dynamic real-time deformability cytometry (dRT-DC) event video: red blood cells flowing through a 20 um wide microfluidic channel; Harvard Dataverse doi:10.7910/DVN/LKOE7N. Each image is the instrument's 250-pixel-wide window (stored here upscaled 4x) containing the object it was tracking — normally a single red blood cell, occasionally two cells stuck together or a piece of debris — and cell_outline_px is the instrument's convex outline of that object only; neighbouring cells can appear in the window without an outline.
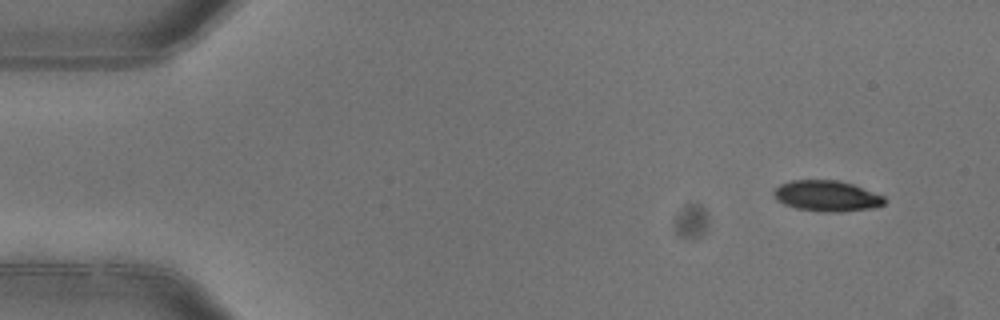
{"species": "common noctule bat (a hibernating species)", "species_latin": "Nyctalus noctula", "temperature_condition": "warm", "stored_images_in_passage": 4, "camera_frame_rate_fps": 3000, "um_per_image_px": 0.085, "animal": {"sex": "female"}, "frame": {"image": 1, "passage_image": 1, "time_ms": 0.0, "image_size_px": [1000, 320], "cell_outline_px": [[884, 204], [872, 208], [840, 212], [820, 212], [796, 208], [784, 204], [776, 200], [772, 192], [780, 184], [792, 180], [836, 180], [852, 184], [884, 196]], "centroid_in_image_um": [70.24, 16.66], "position_along_channel_um": 14.8, "area_um2": 19.83}}
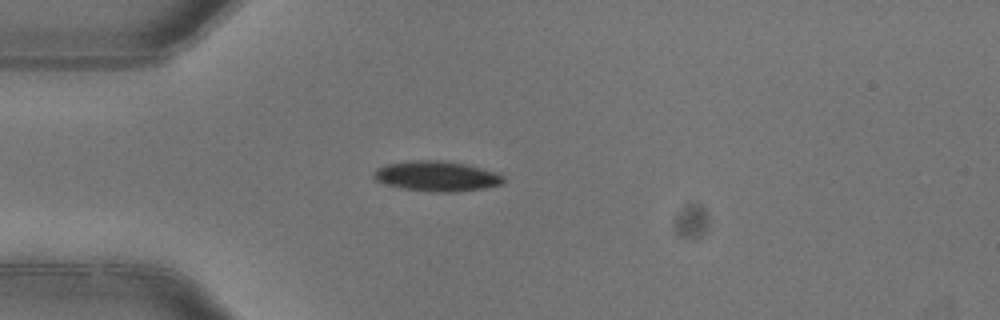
{"frame": {"image": 2, "passage_image": 4, "time_ms": 1.0, "image_size_px": [1000, 320], "cell_outline_px": [[504, 184], [484, 188], [456, 192], [432, 192], [404, 188], [388, 184], [376, 180], [372, 176], [372, 172], [376, 168], [384, 164], [408, 160], [444, 160], [464, 164], [480, 168], [504, 176]], "centroid_in_image_um": [37.08, 14.96], "position_along_channel_um": 47.9, "area_um2": 22.83}}